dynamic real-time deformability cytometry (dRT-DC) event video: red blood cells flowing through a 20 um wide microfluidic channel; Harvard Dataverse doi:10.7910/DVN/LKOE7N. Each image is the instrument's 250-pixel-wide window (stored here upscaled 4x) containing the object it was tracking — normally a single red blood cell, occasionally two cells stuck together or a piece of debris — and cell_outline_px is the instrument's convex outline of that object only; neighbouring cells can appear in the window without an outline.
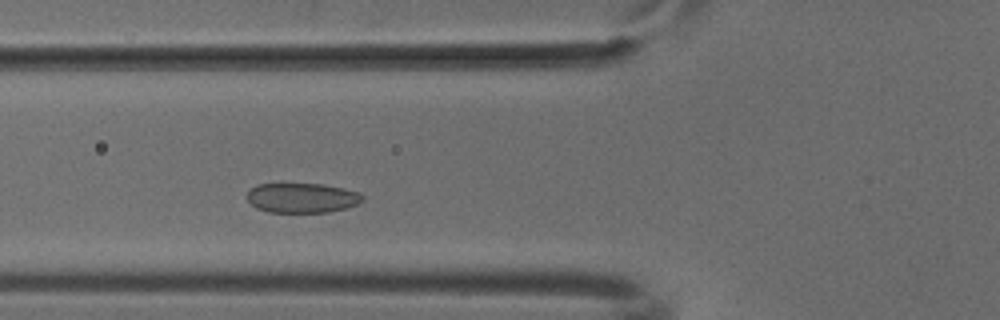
{"species": "common noctule bat (a hibernating species)", "species_latin": "Nyctalus noctula", "temperature_condition": "cold", "stored_images_in_passage": 43, "camera_frame_rate_fps": 3000, "um_per_image_px": 0.085, "animal": {"sex": "male", "body_mass_g": 18.8}, "frame": {"image": 1, "passage_image": 10, "time_ms": 3.0, "image_size_px": [1000, 320], "cell_outline_px": [[364, 200], [356, 204], [344, 208], [328, 212], [268, 212], [256, 208], [248, 200], [248, 192], [256, 184], [324, 184], [344, 188], [360, 192], [364, 196]], "centroid_in_image_um": [25.7, 16.81], "position_along_channel_um": 100.1, "area_um2": 20.0}}
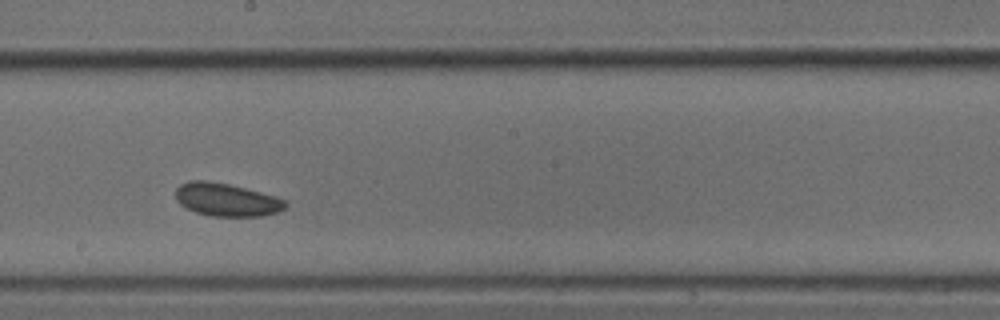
{"frame": {"image": 2, "passage_image": 20, "time_ms": 6.333, "image_size_px": [1000, 320], "cell_outline_px": [[288, 204], [280, 212], [264, 216], [208, 216], [196, 212], [180, 204], [176, 200], [176, 188], [180, 184], [188, 180], [208, 180], [228, 184], [276, 196], [284, 200]], "centroid_in_image_um": [19.25, 16.97], "position_along_channel_um": 228.9, "area_um2": 21.21}}
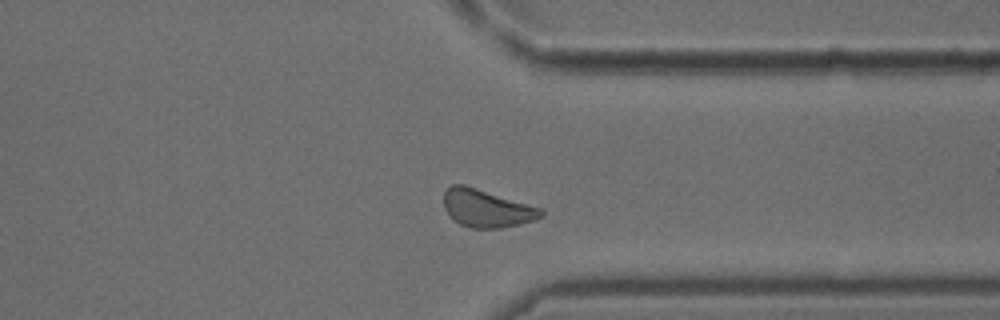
{"frame": {"image": 3, "passage_image": 31, "time_ms": 10.0, "image_size_px": [1000, 320], "cell_outline_px": [[544, 216], [520, 224], [500, 228], [472, 228], [460, 224], [452, 220], [444, 208], [444, 192], [452, 184], [464, 184], [540, 208], [544, 212]], "centroid_in_image_um": [41.32, 17.71], "position_along_channel_um": 370.1, "area_um2": 21.21}}